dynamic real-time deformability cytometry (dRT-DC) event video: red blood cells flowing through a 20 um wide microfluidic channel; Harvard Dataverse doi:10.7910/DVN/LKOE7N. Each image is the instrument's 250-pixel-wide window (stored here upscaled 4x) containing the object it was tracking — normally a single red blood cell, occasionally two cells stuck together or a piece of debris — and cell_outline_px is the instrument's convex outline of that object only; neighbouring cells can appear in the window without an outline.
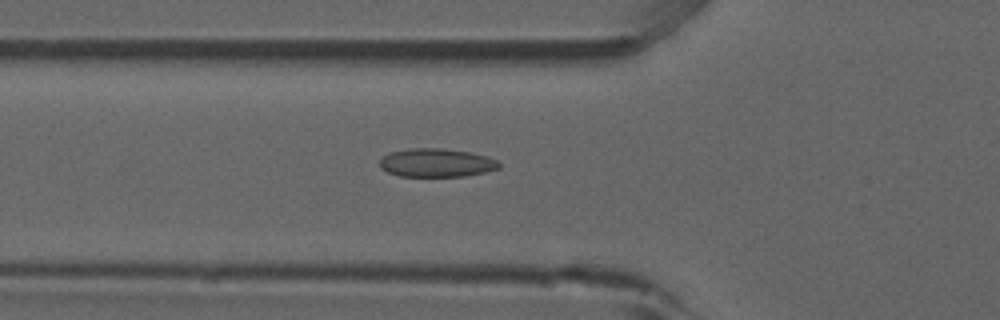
{"species": "common noctule bat (a hibernating species)", "species_latin": "Nyctalus noctula", "temperature_condition": "room temperature", "stored_images_in_passage": 51, "camera_frame_rate_fps": 3000, "um_per_image_px": 0.085, "animal": {"sex": "male", "forearm_length_mm": 52.5}, "frame": {"image": 1, "passage_image": 17, "time_ms": 5.333, "image_size_px": [1000, 320], "cell_outline_px": [[500, 168], [484, 172], [464, 176], [400, 176], [388, 172], [380, 168], [380, 160], [388, 152], [412, 148], [440, 148], [468, 152], [488, 156], [496, 160], [500, 164]], "centroid_in_image_um": [37.08, 13.83], "position_along_channel_um": 88.7, "area_um2": 19.71}}
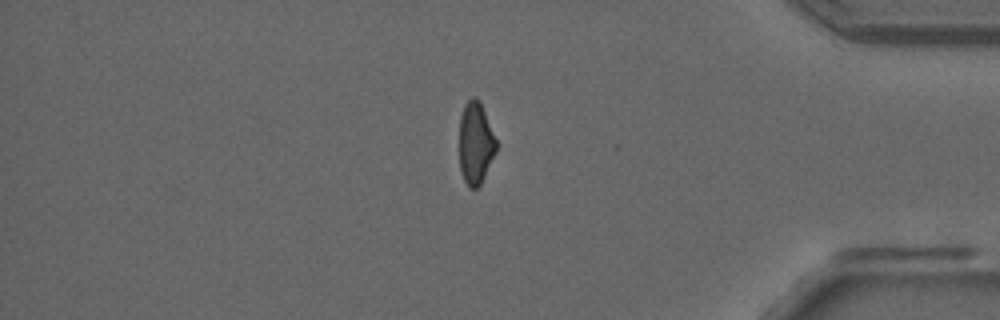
{"frame": {"image": 2, "passage_image": 43, "time_ms": 14.0, "image_size_px": [1000, 320], "cell_outline_px": [[496, 152], [480, 184], [476, 188], [468, 188], [464, 180], [460, 168], [460, 116], [464, 104], [472, 96], [476, 96], [480, 100], [496, 140]], "centroid_in_image_um": [40.41, 12.13], "position_along_channel_um": 394.8, "area_um2": 17.57}}
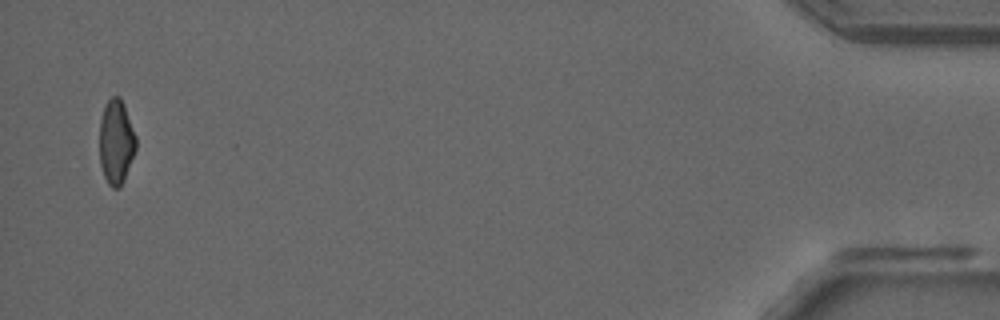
{"frame": {"image": 3, "passage_image": 50, "time_ms": 16.333, "image_size_px": [1000, 320], "cell_outline_px": [[136, 148], [124, 180], [116, 188], [112, 188], [108, 184], [104, 176], [100, 164], [100, 120], [104, 104], [112, 96], [120, 96], [124, 104], [136, 136]], "centroid_in_image_um": [9.86, 12.03], "position_along_channel_um": 425.3, "area_um2": 17.92}, "authors_computed_cell_mechanics": {"area_um2": 19.0162, "velocity_mm_per_s": 3.8711, "shape_relaxation_time_tau1_ms": null, "shape_relaxation_time_tau2_ms": 1.35, "deformation_change_tau1": null, "deformation_change_tau2": 0.0762}}